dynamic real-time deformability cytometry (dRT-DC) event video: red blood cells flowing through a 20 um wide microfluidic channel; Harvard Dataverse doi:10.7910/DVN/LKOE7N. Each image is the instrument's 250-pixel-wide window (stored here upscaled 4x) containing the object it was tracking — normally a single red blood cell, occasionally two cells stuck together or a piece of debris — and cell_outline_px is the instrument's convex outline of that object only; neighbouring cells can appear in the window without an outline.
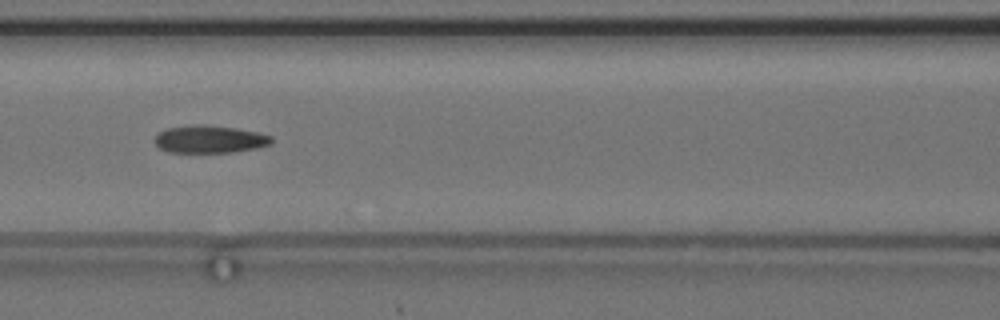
{"species": "common noctule bat (a hibernating species)", "species_latin": "Nyctalus noctula", "temperature_condition": "cold", "stored_images_in_passage": 23, "camera_frame_rate_fps": 3000, "um_per_image_px": 0.085, "animal": {"sex": "female", "body_mass_g": 24.6, "forearm_length_mm": 56.2}, "frame": {"image": 1, "passage_image": 19, "time_ms": 6.0, "image_size_px": [1000, 320], "cell_outline_px": [[272, 144], [256, 148], [236, 152], [168, 152], [160, 148], [156, 144], [156, 136], [160, 132], [168, 128], [192, 124], [204, 124], [236, 128], [256, 132], [272, 136]], "centroid_in_image_um": [17.85, 11.83], "position_along_channel_um": 148.8, "area_um2": 18.73}}